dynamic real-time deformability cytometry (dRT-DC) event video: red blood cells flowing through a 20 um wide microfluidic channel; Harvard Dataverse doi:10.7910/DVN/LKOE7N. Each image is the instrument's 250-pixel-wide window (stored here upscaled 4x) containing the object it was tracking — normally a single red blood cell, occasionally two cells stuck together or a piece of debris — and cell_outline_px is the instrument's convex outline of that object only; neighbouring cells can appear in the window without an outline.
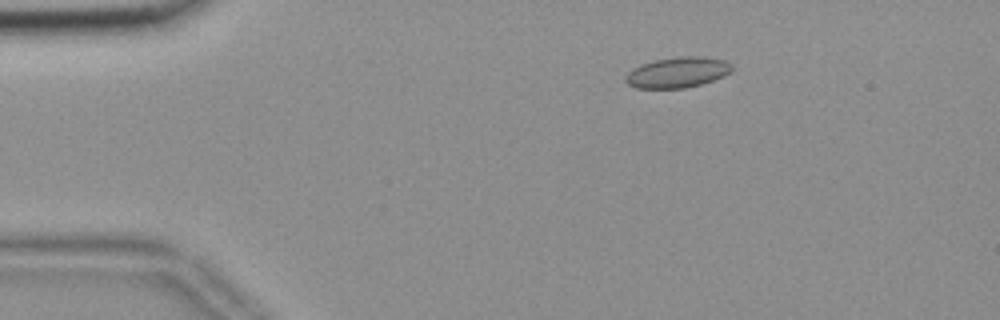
{"species": "common noctule bat (a hibernating species)", "species_latin": "Nyctalus noctula", "temperature_condition": "room temperature", "stored_images_in_passage": 56, "camera_frame_rate_fps": 3000, "um_per_image_px": 0.085, "animal": {"sex": "female", "body_mass_g": 18.4}, "frame": {"image": 1, "passage_image": 10, "time_ms": 3.0, "image_size_px": [1000, 320], "cell_outline_px": [[732, 72], [724, 76], [700, 84], [684, 88], [636, 88], [628, 84], [624, 80], [624, 76], [628, 72], [644, 64], [656, 60], [680, 56], [704, 56], [724, 60], [732, 64]], "centroid_in_image_um": [57.62, 6.15], "position_along_channel_um": 27.4, "area_um2": 18.84}}
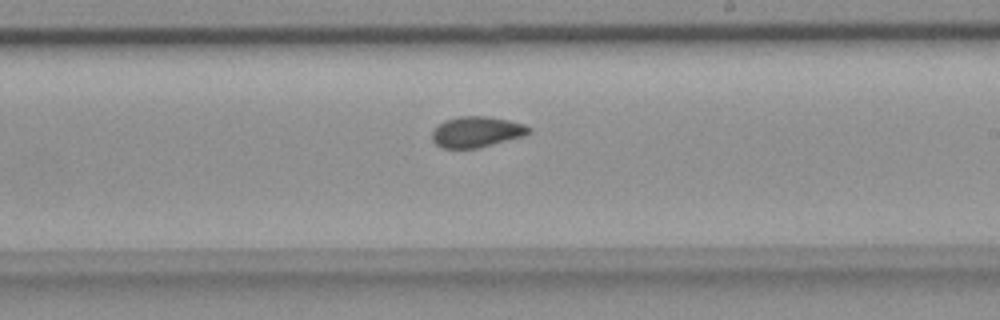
{"frame": {"image": 2, "passage_image": 33, "time_ms": 10.667, "image_size_px": [1000, 320], "cell_outline_px": [[532, 132], [520, 136], [476, 148], [440, 148], [432, 140], [432, 132], [444, 120], [460, 116], [488, 116], [508, 120], [524, 124], [532, 128]], "centroid_in_image_um": [40.49, 11.2], "position_along_channel_um": 248.5, "area_um2": 17.11}}
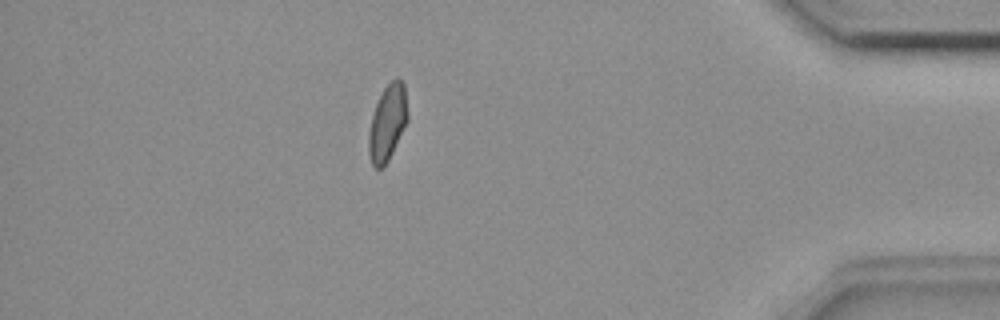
{"frame": {"image": 3, "passage_image": 49, "time_ms": 16.0, "image_size_px": [1000, 320], "cell_outline_px": [[408, 120], [384, 168], [376, 168], [372, 164], [368, 152], [368, 132], [372, 116], [376, 104], [384, 88], [396, 76], [404, 84], [408, 112]], "centroid_in_image_um": [32.93, 10.44], "position_along_channel_um": 402.3, "area_um2": 17.17}, "authors_computed_cell_mechanics": {"area_um2": 17.6868, "velocity_mm_per_s": 3.6773, "shape_relaxation_time_tau1_ms": null, "shape_relaxation_time_tau2_ms": 1.9206, "deformation_change_tau1": null, "deformation_change_tau2": 0.063}}